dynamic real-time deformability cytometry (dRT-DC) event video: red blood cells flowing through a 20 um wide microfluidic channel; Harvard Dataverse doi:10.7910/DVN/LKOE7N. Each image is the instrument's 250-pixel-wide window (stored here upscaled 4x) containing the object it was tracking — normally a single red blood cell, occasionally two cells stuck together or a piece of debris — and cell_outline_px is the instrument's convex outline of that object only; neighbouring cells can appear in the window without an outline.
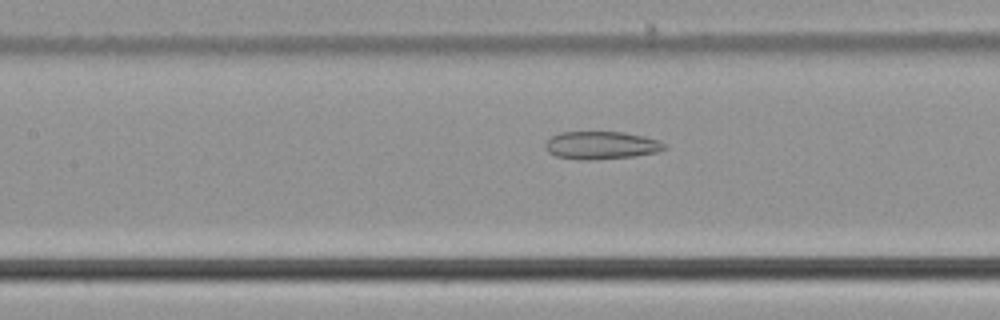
{"species": "common noctule bat (a hibernating species)", "species_latin": "Nyctalus noctula", "temperature_condition": "cold", "stored_images_in_passage": 53, "camera_frame_rate_fps": 3000, "um_per_image_px": 0.085, "animal": {"sex": "male", "body_mass_g": 21.5, "forearm_length_mm": 52.0}, "frame": {"image": 1, "passage_image": 24, "time_ms": 7.667, "image_size_px": [1000, 320], "cell_outline_px": [[668, 148], [656, 152], [632, 156], [588, 160], [584, 160], [556, 156], [548, 152], [544, 148], [544, 144], [552, 136], [560, 132], [624, 132], [644, 136], [660, 140]], "centroid_in_image_um": [51.1, 12.34], "position_along_channel_um": 156.3, "area_um2": 19.25}}
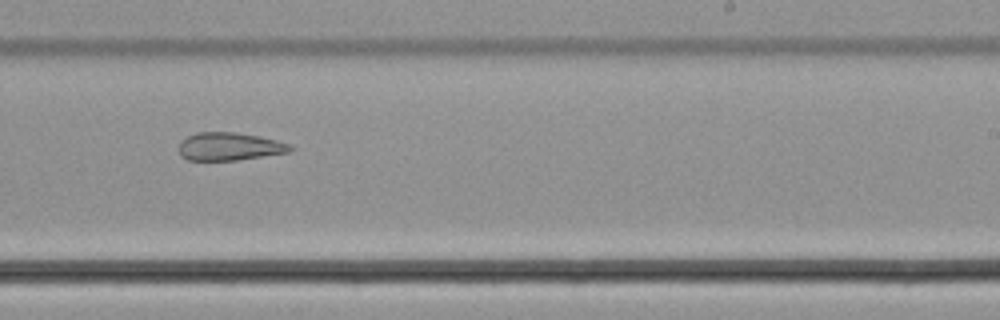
{"frame": {"image": 2, "passage_image": 33, "time_ms": 10.667, "image_size_px": [1000, 320], "cell_outline_px": [[292, 148], [288, 152], [236, 160], [188, 160], [180, 156], [180, 140], [196, 132], [236, 132], [260, 136], [292, 144]], "centroid_in_image_um": [19.48, 12.44], "position_along_channel_um": 269.5, "area_um2": 18.09}}
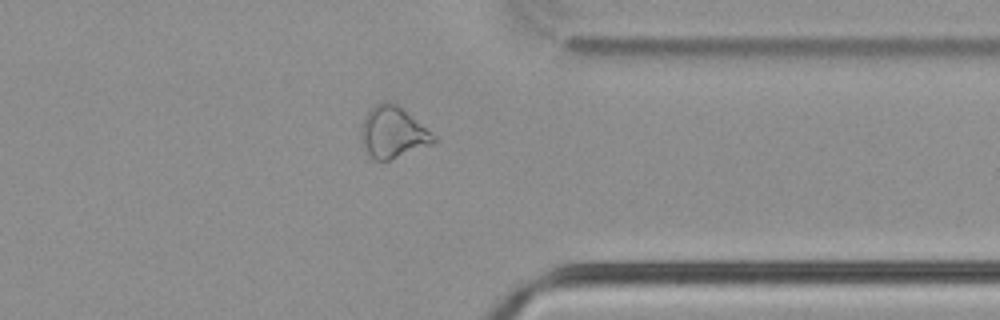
{"frame": {"image": 3, "passage_image": 42, "time_ms": 13.667, "image_size_px": [1000, 320], "cell_outline_px": [[440, 140], [432, 144], [388, 160], [376, 160], [364, 148], [360, 136], [360, 128], [364, 116], [376, 104], [384, 100], [388, 100], [400, 104], [436, 136]], "centroid_in_image_um": [33.42, 11.2], "position_along_channel_um": 378.0, "area_um2": 21.96}, "authors_computed_cell_mechanics": {"area_um2": 23.8714, "velocity_mm_per_s": 3.8065, "shape_relaxation_time_tau1_ms": null, "shape_relaxation_time_tau2_ms": 4.3399, "deformation_change_tau1": null, "deformation_change_tau2": 0.1376}}